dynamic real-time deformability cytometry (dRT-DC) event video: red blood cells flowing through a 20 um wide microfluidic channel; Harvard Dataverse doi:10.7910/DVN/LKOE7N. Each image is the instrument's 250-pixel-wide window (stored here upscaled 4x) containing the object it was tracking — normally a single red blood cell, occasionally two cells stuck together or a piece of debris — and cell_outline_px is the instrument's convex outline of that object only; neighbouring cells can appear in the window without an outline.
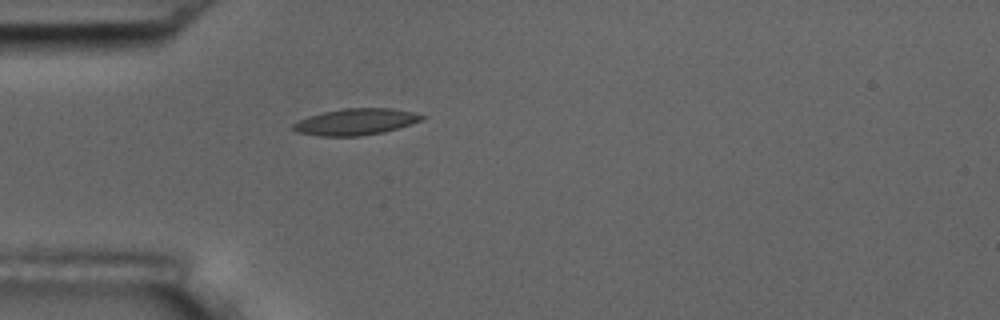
{"species": "common noctule bat (a hibernating species)", "species_latin": "Nyctalus noctula", "temperature_condition": "room temperature", "stored_images_in_passage": 1, "camera_frame_rate_fps": 3000, "um_per_image_px": 0.085, "animal": {"sex": "male", "body_mass_g": 17.5, "forearm_length_mm": 52.3}, "frame": {"image": 1, "passage_image": 1, "time_ms": 0.0, "image_size_px": [1000, 320], "cell_outline_px": [[424, 116], [420, 120], [384, 132], [360, 136], [320, 136], [296, 132], [292, 128], [292, 124], [296, 120], [308, 116], [324, 112], [344, 108], [392, 108], [412, 112]], "centroid_in_image_um": [30.14, 10.35], "position_along_channel_um": 54.9, "area_um2": 19.65}}